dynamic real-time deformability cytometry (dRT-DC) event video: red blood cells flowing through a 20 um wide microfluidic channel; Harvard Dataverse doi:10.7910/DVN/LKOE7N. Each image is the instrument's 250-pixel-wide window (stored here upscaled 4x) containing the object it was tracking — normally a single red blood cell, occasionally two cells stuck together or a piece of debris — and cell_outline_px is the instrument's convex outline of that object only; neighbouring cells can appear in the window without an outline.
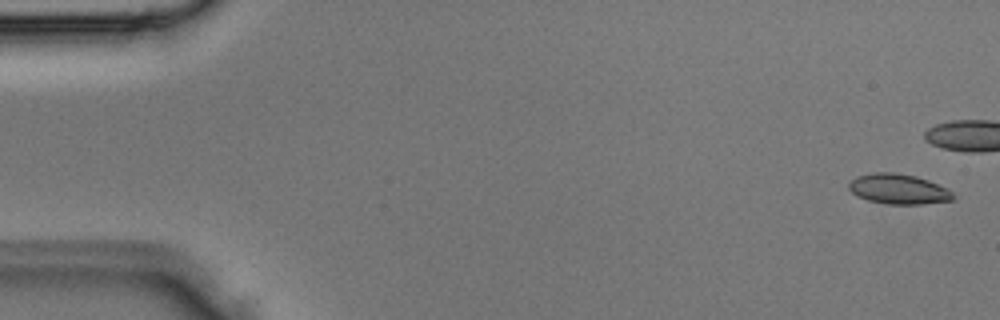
{"species": "Egyptian fruit bat (a non-hibernating species)", "species_latin": "Rousettus aegyptiacus", "temperature_condition": "room temperature", "stored_images_in_passage": 5, "camera_frame_rate_fps": 3000, "um_per_image_px": 0.085, "animal": {"sex": "male"}, "frame": {"image": 1, "passage_image": 1, "time_ms": 0.0, "image_size_px": [1000, 320], "cell_outline_px": [[956, 196], [952, 200], [924, 204], [888, 204], [868, 200], [856, 196], [848, 188], [848, 184], [856, 176], [872, 172], [896, 172], [916, 176], [928, 180], [952, 192]], "centroid_in_image_um": [76.34, 16.06], "position_along_channel_um": 8.7, "area_um2": 18.32}}
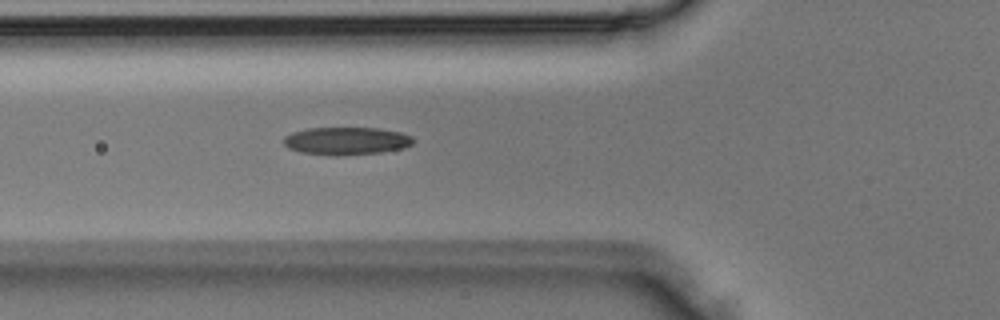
{"frame": {"image": 2, "passage_image": 5, "time_ms": 1.333, "image_size_px": [1000, 320], "cell_outline_px": [[416, 140], [412, 144], [404, 148], [380, 152], [336, 156], [300, 152], [288, 148], [280, 140], [284, 136], [292, 132], [308, 128], [380, 128], [400, 132], [412, 136]], "centroid_in_image_um": [29.42, 11.97], "position_along_channel_um": 96.4, "area_um2": 21.15}}